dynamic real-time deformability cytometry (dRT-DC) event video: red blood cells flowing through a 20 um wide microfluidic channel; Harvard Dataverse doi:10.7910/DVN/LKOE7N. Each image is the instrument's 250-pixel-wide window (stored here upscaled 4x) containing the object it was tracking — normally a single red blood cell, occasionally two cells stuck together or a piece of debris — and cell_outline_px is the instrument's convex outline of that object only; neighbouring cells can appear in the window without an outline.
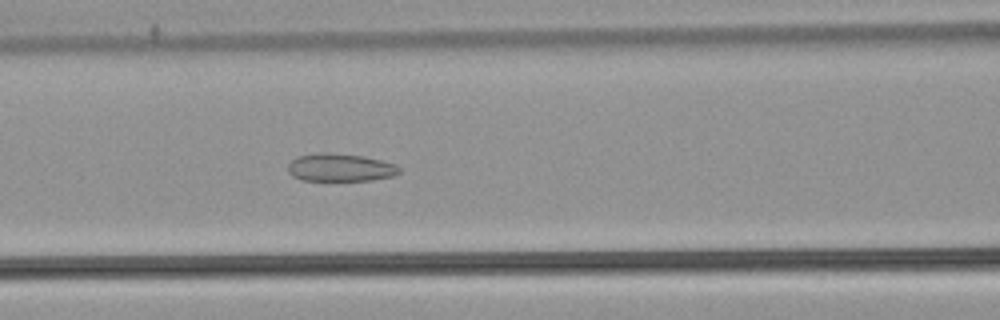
{"species": "common noctule bat (a hibernating species)", "species_latin": "Nyctalus noctula", "temperature_condition": "warm", "stored_images_in_passage": 55, "camera_frame_rate_fps": 3000, "um_per_image_px": 0.085, "animal": {"sex": "male", "body_mass_g": 21.5, "forearm_length_mm": 52.0}, "frame": {"image": 1, "passage_image": 24, "time_ms": 7.667, "image_size_px": [1000, 320], "cell_outline_px": [[400, 172], [392, 176], [372, 180], [304, 180], [292, 176], [288, 172], [288, 164], [292, 160], [300, 156], [320, 152], [328, 152], [364, 156], [396, 164], [400, 168]], "centroid_in_image_um": [28.92, 14.23], "position_along_channel_um": 137.7, "area_um2": 17.98}}
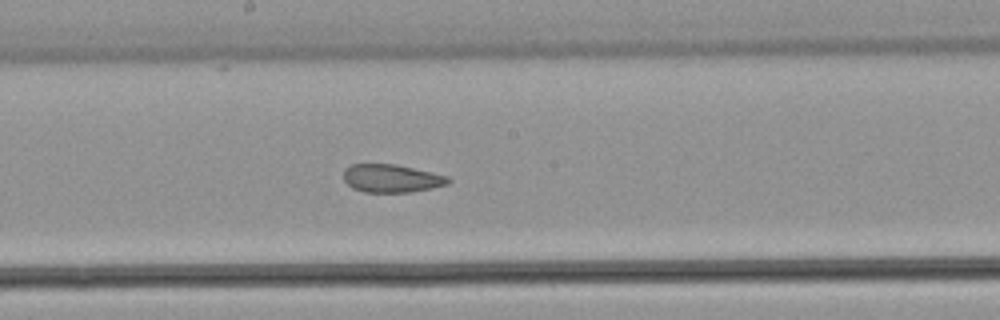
{"frame": {"image": 2, "passage_image": 30, "time_ms": 9.667, "image_size_px": [1000, 320], "cell_outline_px": [[452, 180], [448, 184], [432, 188], [412, 192], [364, 192], [352, 188], [344, 180], [344, 168], [352, 164], [396, 164], [432, 172], [448, 176]], "centroid_in_image_um": [33.29, 15.16], "position_along_channel_um": 214.9, "area_um2": 17.22}}
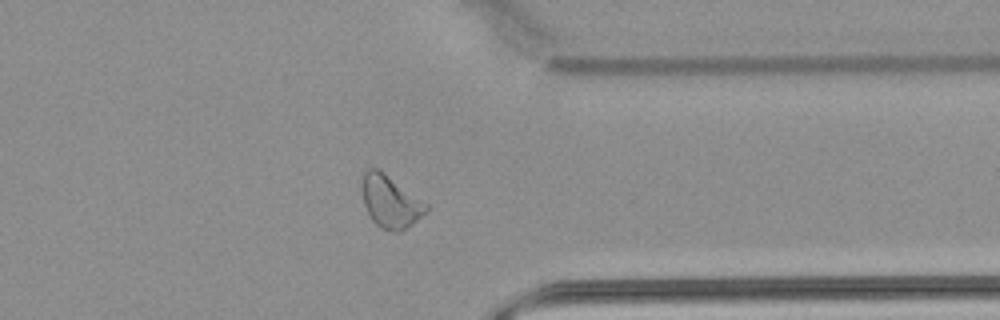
{"frame": {"image": 3, "passage_image": 43, "time_ms": 14.0, "image_size_px": [1000, 320], "cell_outline_px": [[428, 212], [412, 224], [400, 232], [392, 232], [380, 228], [372, 220], [364, 204], [364, 172], [368, 168], [376, 168], [384, 172], [428, 204]], "centroid_in_image_um": [33.23, 17.17], "position_along_channel_um": 378.2, "area_um2": 19.31}, "authors_computed_cell_mechanics": {"area_um2": 21.1548, "velocity_mm_per_s": 3.8762, "shape_relaxation_time_tau1_ms": null, "shape_relaxation_time_tau2_ms": 2.3323, "deformation_change_tau1": null, "deformation_change_tau2": 0.0815}}